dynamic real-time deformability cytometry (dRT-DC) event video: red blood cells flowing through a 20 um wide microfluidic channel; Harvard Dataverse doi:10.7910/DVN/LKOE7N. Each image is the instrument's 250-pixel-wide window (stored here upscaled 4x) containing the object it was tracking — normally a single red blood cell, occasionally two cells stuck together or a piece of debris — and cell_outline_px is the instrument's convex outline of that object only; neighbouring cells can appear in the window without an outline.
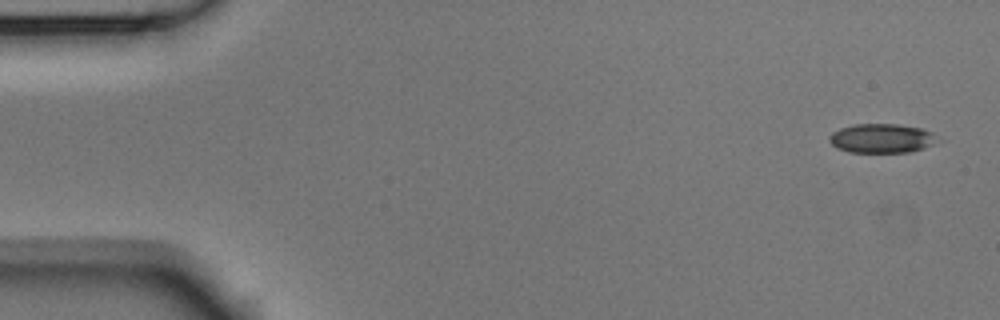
{"species": "Egyptian fruit bat (a non-hibernating species)", "species_latin": "Rousettus aegyptiacus", "temperature_condition": "room temperature", "stored_images_in_passage": 8, "camera_frame_rate_fps": 3000, "um_per_image_px": 0.085, "animal": {"sex": "male"}, "frame": {"image": 1, "passage_image": 1, "time_ms": 0.0, "image_size_px": [1000, 320], "cell_outline_px": [[940, 140], [924, 148], [908, 152], [848, 152], [836, 148], [828, 140], [828, 136], [832, 132], [840, 128], [852, 124], [896, 124], [920, 128], [932, 132]], "centroid_in_image_um": [74.91, 11.76], "position_along_channel_um": 10.1, "area_um2": 18.5}}
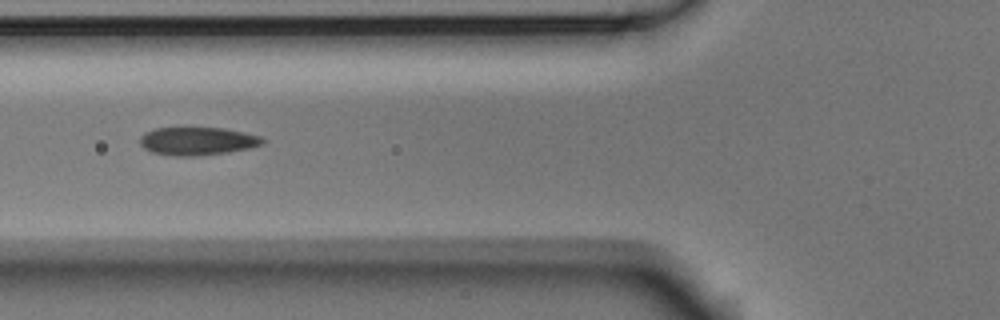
{"frame": {"image": 2, "passage_image": 6, "time_ms": 1.667, "image_size_px": [1000, 320], "cell_outline_px": [[268, 140], [264, 144], [248, 148], [228, 152], [192, 156], [176, 156], [152, 152], [144, 148], [140, 144], [140, 136], [144, 132], [156, 128], [184, 124], [224, 128], [244, 132], [260, 136]], "centroid_in_image_um": [16.76, 11.93], "position_along_channel_um": 109.0, "area_um2": 21.04}}
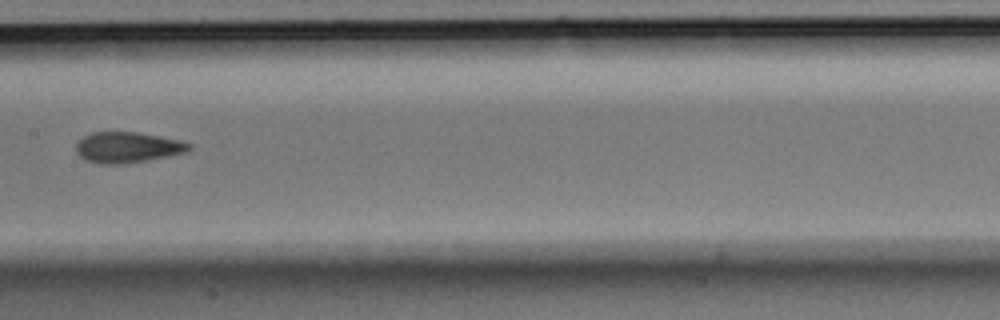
{"frame": {"image": 3, "passage_image": 8, "time_ms": 2.333, "image_size_px": [1000, 320], "cell_outline_px": [[192, 148], [188, 152], [148, 160], [120, 164], [100, 164], [84, 160], [76, 152], [76, 144], [84, 136], [92, 132], [136, 132], [160, 136], [180, 140], [192, 144]], "centroid_in_image_um": [10.85, 12.53], "position_along_channel_um": 196.5, "area_um2": 20.35}}